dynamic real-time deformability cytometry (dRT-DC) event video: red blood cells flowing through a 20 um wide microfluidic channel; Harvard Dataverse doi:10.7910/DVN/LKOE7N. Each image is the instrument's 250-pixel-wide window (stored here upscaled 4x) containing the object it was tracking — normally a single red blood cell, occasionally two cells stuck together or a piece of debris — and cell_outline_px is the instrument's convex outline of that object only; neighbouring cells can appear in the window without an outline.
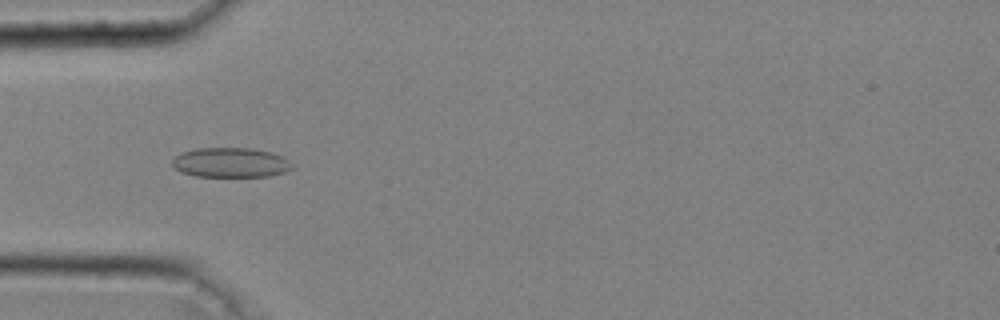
{"species": "common noctule bat (a hibernating species)", "species_latin": "Nyctalus noctula", "temperature_condition": "cold", "stored_images_in_passage": 46, "camera_frame_rate_fps": 3000, "um_per_image_px": 0.085, "animal": {"sex": "male", "body_mass_g": 20.4}, "frame": {"image": 1, "passage_image": 14, "time_ms": 4.333, "image_size_px": [1000, 320], "cell_outline_px": [[292, 168], [284, 172], [268, 176], [196, 176], [180, 172], [172, 164], [172, 160], [180, 152], [196, 148], [248, 148], [268, 152], [280, 156], [288, 160], [292, 164]], "centroid_in_image_um": [19.55, 13.81], "position_along_channel_um": 65.4, "area_um2": 20.52}}
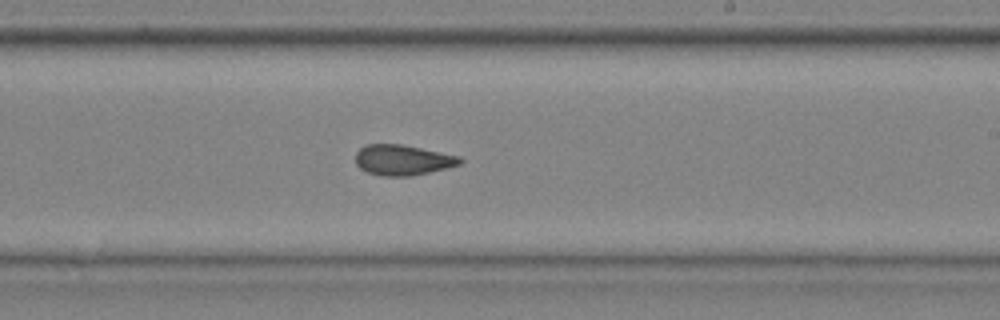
{"frame": {"image": 2, "passage_image": 28, "time_ms": 9.0, "image_size_px": [1000, 320], "cell_outline_px": [[464, 160], [460, 164], [412, 176], [384, 176], [368, 172], [360, 168], [356, 164], [356, 152], [364, 144], [400, 144], [460, 156]], "centroid_in_image_um": [34.21, 13.59], "position_along_channel_um": 254.8, "area_um2": 18.38}}
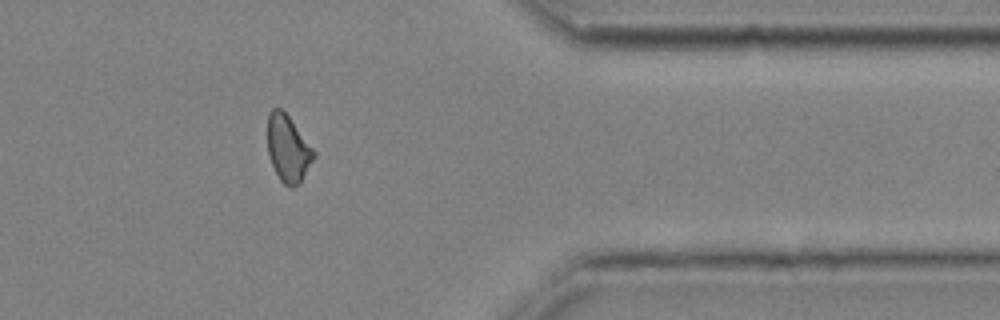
{"frame": {"image": 3, "passage_image": 39, "time_ms": 12.667, "image_size_px": [1000, 320], "cell_outline_px": [[316, 156], [300, 184], [292, 188], [288, 188], [280, 180], [268, 156], [268, 112], [272, 108], [280, 108], [288, 116], [316, 152]], "centroid_in_image_um": [24.49, 12.67], "position_along_channel_um": 386.9, "area_um2": 18.03}, "authors_computed_cell_mechanics": {"area_um2": 19.1029, "velocity_mm_per_s": 4.0754, "shape_relaxation_time_tau1_ms": null, "shape_relaxation_time_tau2_ms": 2.0292, "deformation_change_tau1": null, "deformation_change_tau2": 0.0762}}